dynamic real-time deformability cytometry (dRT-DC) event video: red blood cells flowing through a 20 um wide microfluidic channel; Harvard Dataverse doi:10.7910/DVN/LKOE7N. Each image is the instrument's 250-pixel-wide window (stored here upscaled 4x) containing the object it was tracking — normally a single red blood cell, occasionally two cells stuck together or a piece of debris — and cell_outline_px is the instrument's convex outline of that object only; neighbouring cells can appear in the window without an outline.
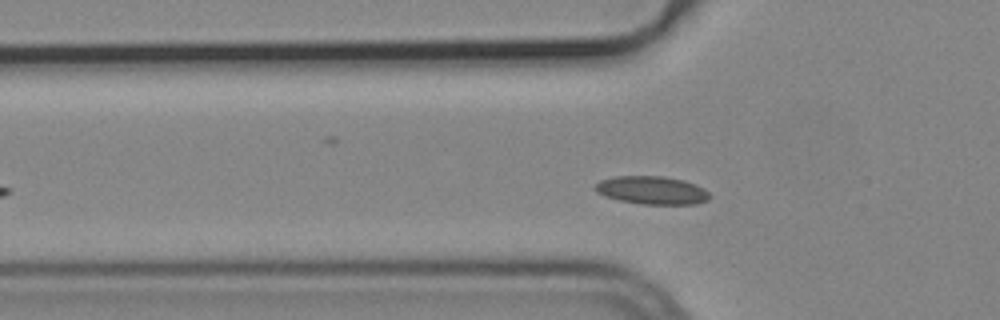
{"species": "common noctule bat (a hibernating species)", "species_latin": "Nyctalus noctula", "temperature_condition": "cold", "stored_images_in_passage": 48, "camera_frame_rate_fps": 3000, "um_per_image_px": 0.085, "animal": {"sex": "male", "body_mass_g": 19.2, "forearm_length_mm": 51.8}, "frame": {"image": 1, "passage_image": 10, "time_ms": 3.0, "image_size_px": [1000, 320], "cell_outline_px": [[712, 196], [708, 200], [696, 204], [640, 204], [620, 200], [604, 196], [596, 192], [592, 188], [600, 180], [616, 176], [664, 176], [684, 180], [696, 184], [704, 188]], "centroid_in_image_um": [55.42, 16.17], "position_along_channel_um": 70.4, "area_um2": 18.96}}
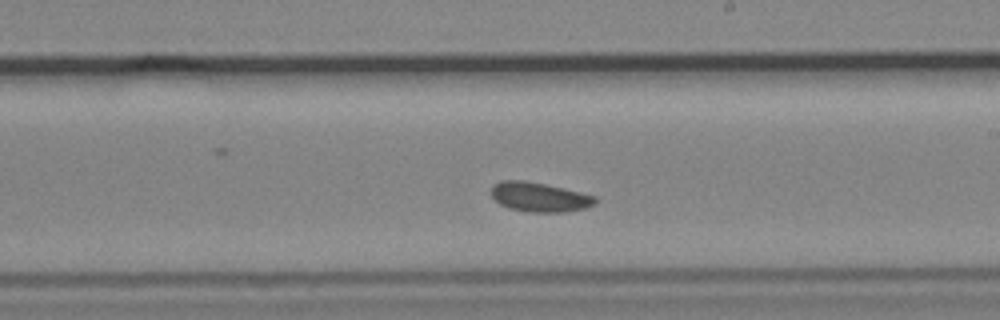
{"frame": {"image": 2, "passage_image": 24, "time_ms": 7.667, "image_size_px": [1000, 320], "cell_outline_px": [[596, 204], [584, 208], [564, 212], [528, 212], [508, 208], [500, 204], [488, 192], [492, 184], [500, 180], [524, 180], [564, 188], [596, 196]], "centroid_in_image_um": [45.8, 16.74], "position_along_channel_um": 243.2, "area_um2": 18.03}}
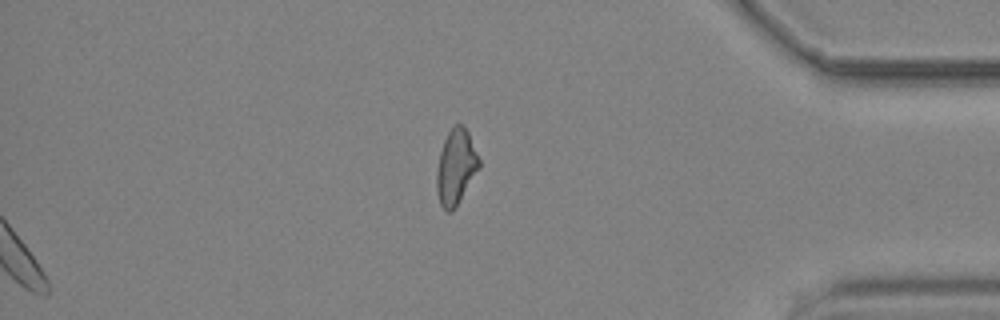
{"frame": {"image": 3, "passage_image": 48, "time_ms": 15.667, "image_size_px": [1000, 320], "cell_outline_px": [[480, 168], [456, 208], [452, 212], [448, 212], [440, 204], [436, 188], [436, 172], [440, 152], [444, 140], [452, 124], [464, 124], [468, 132], [480, 160]], "centroid_in_image_um": [38.76, 14.19], "position_along_channel_um": 396.4, "area_um2": 18.84}}